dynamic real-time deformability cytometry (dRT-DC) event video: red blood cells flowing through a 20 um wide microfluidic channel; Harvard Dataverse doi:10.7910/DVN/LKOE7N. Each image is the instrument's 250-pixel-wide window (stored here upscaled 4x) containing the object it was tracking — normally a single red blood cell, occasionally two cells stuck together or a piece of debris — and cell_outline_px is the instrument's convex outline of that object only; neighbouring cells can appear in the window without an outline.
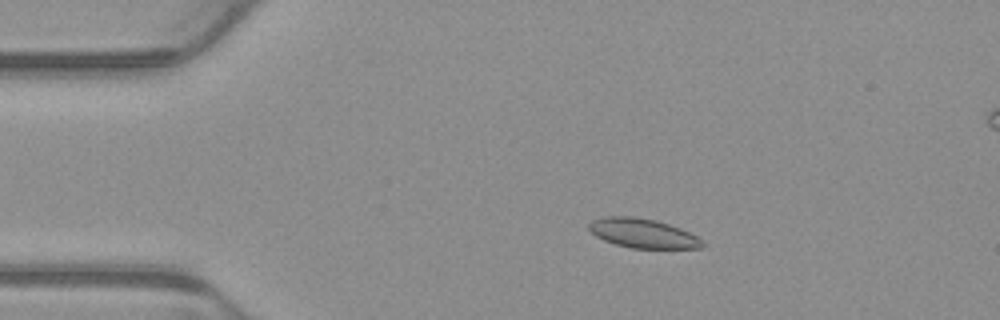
{"species": "common noctule bat (a hibernating species)", "species_latin": "Nyctalus noctula", "temperature_condition": "warm", "stored_images_in_passage": 4, "camera_frame_rate_fps": 3000, "um_per_image_px": 0.085, "animal": {"sex": "male", "body_mass_g": 23.1, "forearm_length_mm": 52.7}, "frame": {"image": 1, "passage_image": 2, "time_ms": 0.333, "image_size_px": [1000, 320], "cell_outline_px": [[704, 244], [700, 248], [632, 248], [616, 244], [604, 240], [596, 236], [588, 228], [588, 224], [592, 220], [604, 216], [632, 216], [656, 220], [680, 228], [696, 236]], "centroid_in_image_um": [54.59, 19.81], "position_along_channel_um": 30.4, "area_um2": 19.19}}